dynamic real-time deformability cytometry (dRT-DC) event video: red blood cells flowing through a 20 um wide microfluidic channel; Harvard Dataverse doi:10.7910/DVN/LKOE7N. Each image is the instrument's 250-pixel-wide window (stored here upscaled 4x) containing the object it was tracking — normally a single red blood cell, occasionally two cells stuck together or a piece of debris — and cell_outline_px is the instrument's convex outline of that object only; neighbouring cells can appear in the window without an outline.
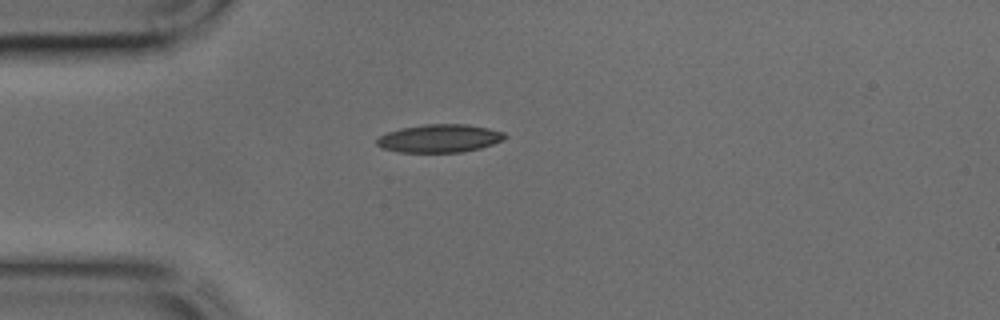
{"species": "common noctule bat (a hibernating species)", "species_latin": "Nyctalus noctula", "temperature_condition": "cold", "stored_images_in_passage": 34, "camera_frame_rate_fps": 3000, "um_per_image_px": 0.085, "animal": {"sex": "male", "body_mass_g": 17.9, "forearm_length_mm": 54.2}, "frame": {"image": 1, "passage_image": 1, "time_ms": 0.0, "image_size_px": [1000, 320], "cell_outline_px": [[508, 136], [504, 140], [480, 148], [464, 152], [400, 152], [380, 148], [376, 144], [376, 140], [380, 136], [388, 132], [400, 128], [424, 124], [468, 124], [488, 128], [504, 132]], "centroid_in_image_um": [37.37, 11.76], "position_along_channel_um": 47.6, "area_um2": 21.1}}
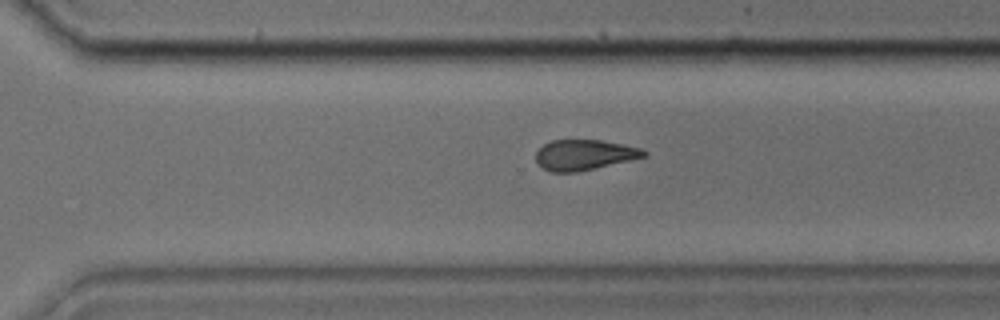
{"frame": {"image": 2, "passage_image": 20, "time_ms": 6.333, "image_size_px": [1000, 320], "cell_outline_px": [[648, 156], [576, 172], [552, 172], [544, 168], [536, 160], [536, 152], [544, 144], [552, 140], [600, 140], [640, 148], [648, 152]], "centroid_in_image_um": [49.67, 13.16], "position_along_channel_um": 320.9, "area_um2": 18.84}}
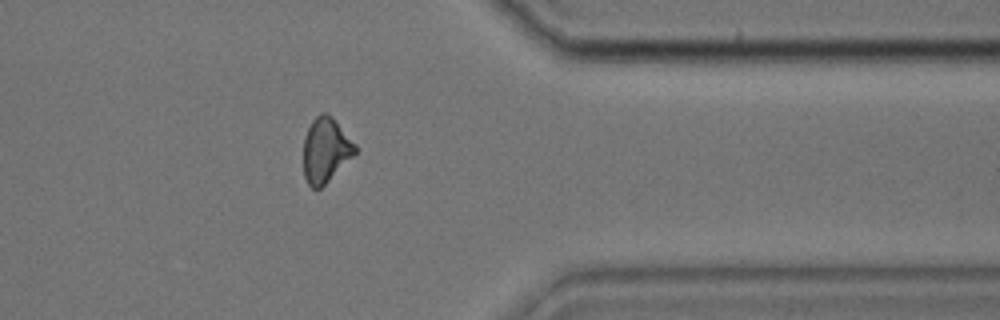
{"frame": {"image": 3, "passage_image": 25, "time_ms": 8.0, "image_size_px": [1000, 320], "cell_outline_px": [[356, 152], [320, 188], [312, 188], [308, 184], [304, 176], [304, 136], [312, 120], [320, 112], [328, 112], [332, 116], [356, 144]], "centroid_in_image_um": [27.66, 12.71], "position_along_channel_um": 383.7, "area_um2": 19.25}}